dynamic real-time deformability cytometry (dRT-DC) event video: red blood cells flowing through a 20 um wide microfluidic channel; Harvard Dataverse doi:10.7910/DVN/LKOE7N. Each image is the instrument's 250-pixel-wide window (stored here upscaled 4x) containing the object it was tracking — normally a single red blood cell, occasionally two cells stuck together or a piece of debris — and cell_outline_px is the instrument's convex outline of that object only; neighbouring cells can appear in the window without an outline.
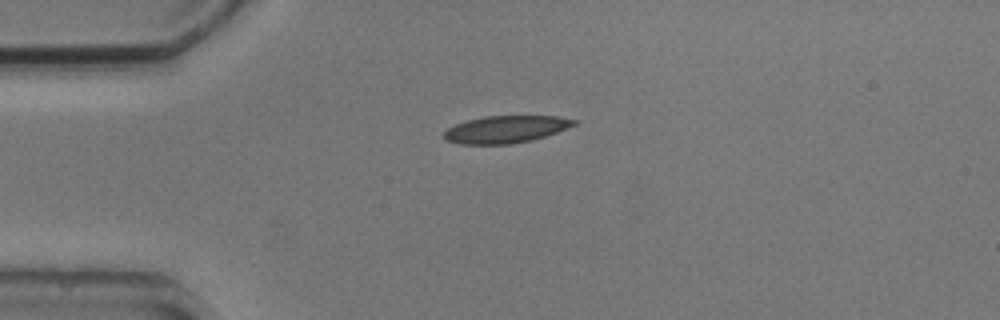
{"species": "common noctule bat (a hibernating species)", "species_latin": "Nyctalus noctula", "temperature_condition": "cold", "stored_images_in_passage": 1, "camera_frame_rate_fps": 3000, "um_per_image_px": 0.085, "animal": {"sex": "male", "body_mass_g": 20.5, "forearm_length_mm": 52.5}, "frame": {"image": 1, "passage_image": 1, "time_ms": 0.0, "image_size_px": [1000, 320], "cell_outline_px": [[580, 120], [576, 124], [556, 132], [532, 140], [508, 144], [460, 144], [444, 140], [444, 132], [448, 128], [456, 124], [468, 120], [484, 116], [556, 116]], "centroid_in_image_um": [42.98, 10.99], "position_along_channel_um": 42.0, "area_um2": 20.52}}